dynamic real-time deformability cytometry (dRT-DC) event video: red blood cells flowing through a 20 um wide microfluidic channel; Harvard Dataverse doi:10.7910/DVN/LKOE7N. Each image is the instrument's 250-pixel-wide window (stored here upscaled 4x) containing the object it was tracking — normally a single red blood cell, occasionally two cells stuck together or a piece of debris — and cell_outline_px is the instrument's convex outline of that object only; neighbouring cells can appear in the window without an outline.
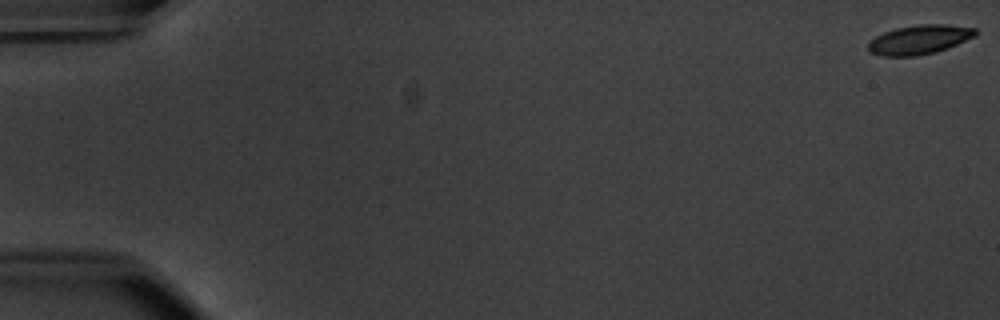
{"species": "common noctule bat (a hibernating species)", "species_latin": "Nyctalus noctula", "temperature_condition": "warm", "stored_images_in_passage": 6, "camera_frame_rate_fps": 3000, "um_per_image_px": 0.085, "animal": {"sex": "male", "body_mass_g": 20.1, "forearm_length_mm": 53.5}, "frame": {"image": 1, "passage_image": 1, "time_ms": 0.0, "image_size_px": [1000, 320], "cell_outline_px": [[976, 36], [948, 48], [936, 52], [916, 56], [880, 56], [868, 52], [868, 44], [876, 36], [884, 32], [896, 28], [920, 24], [948, 24], [976, 28]], "centroid_in_image_um": [78.15, 3.37], "position_along_channel_um": 6.8, "area_um2": 18.38}}
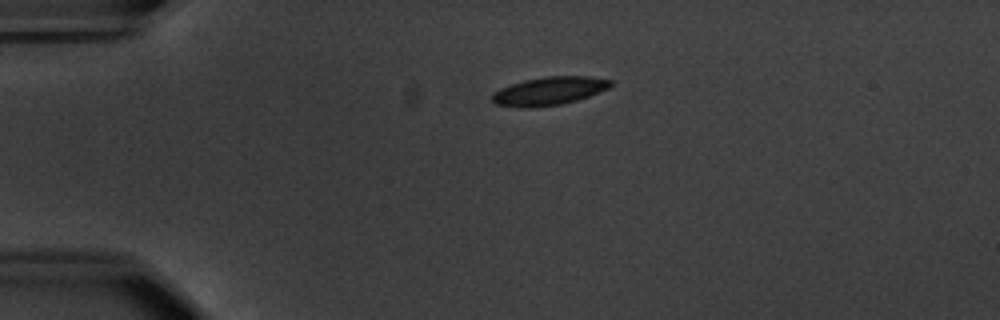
{"frame": {"image": 2, "passage_image": 5, "time_ms": 4.667, "image_size_px": [1000, 320], "cell_outline_px": [[612, 84], [608, 88], [588, 96], [576, 100], [560, 104], [496, 104], [492, 100], [492, 92], [500, 88], [524, 80], [544, 76], [588, 76], [612, 80]], "centroid_in_image_um": [46.75, 7.66], "position_along_channel_um": 38.3, "area_um2": 18.38}}